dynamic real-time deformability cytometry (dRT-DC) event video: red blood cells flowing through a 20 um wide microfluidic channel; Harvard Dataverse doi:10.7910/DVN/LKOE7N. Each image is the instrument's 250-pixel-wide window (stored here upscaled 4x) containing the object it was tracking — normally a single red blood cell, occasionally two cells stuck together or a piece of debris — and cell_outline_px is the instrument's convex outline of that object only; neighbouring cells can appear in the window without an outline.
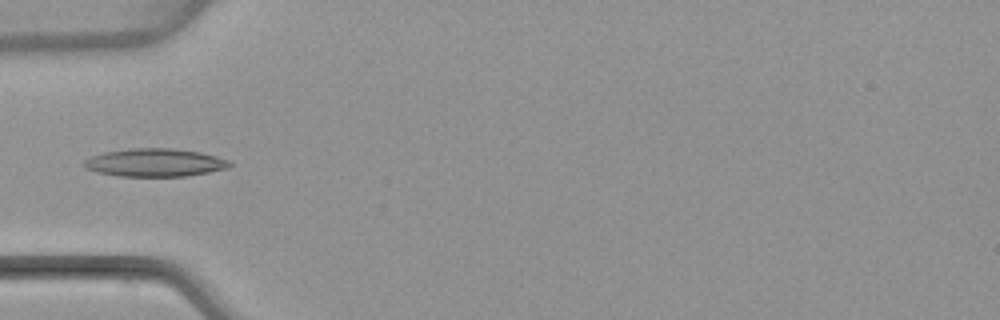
{"species": "common noctule bat (a hibernating species)", "species_latin": "Nyctalus noctula", "temperature_condition": "warm", "stored_images_in_passage": 4, "camera_frame_rate_fps": 3000, "um_per_image_px": 0.085, "animal": {"sex": "female", "body_mass_g": 22.7, "forearm_length_mm": 54.2}, "frame": {"image": 1, "passage_image": 4, "time_ms": 4.333, "image_size_px": [1000, 320], "cell_outline_px": [[232, 164], [228, 168], [188, 176], [116, 176], [96, 172], [84, 168], [84, 160], [92, 156], [104, 152], [132, 148], [172, 148], [200, 152], [216, 156], [228, 160]], "centroid_in_image_um": [13.15, 13.82], "position_along_channel_um": 71.8, "area_um2": 23.81}}